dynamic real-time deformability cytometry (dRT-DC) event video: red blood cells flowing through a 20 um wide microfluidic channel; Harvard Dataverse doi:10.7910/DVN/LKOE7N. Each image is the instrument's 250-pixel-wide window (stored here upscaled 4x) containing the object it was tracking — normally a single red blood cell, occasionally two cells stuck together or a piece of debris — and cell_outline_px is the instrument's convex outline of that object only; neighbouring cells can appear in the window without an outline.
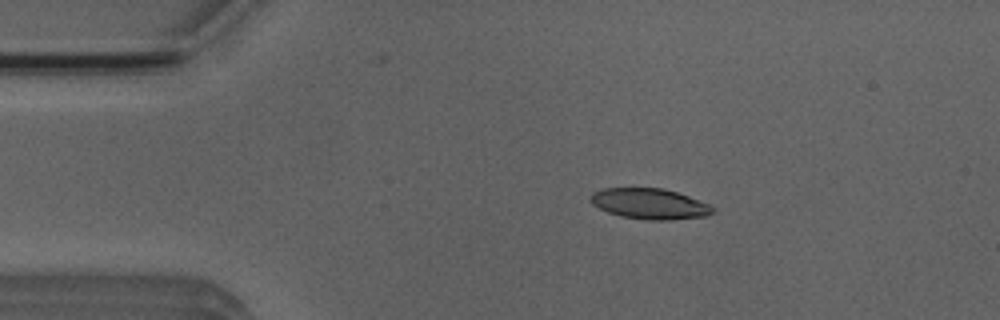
{"species": "Egyptian fruit bat (a non-hibernating species)", "species_latin": "Rousettus aegyptiacus", "temperature_condition": "room temperature", "stored_images_in_passage": 5, "camera_frame_rate_fps": 3000, "um_per_image_px": 0.085, "animal": {"sex": "male"}, "frame": {"image": 1, "passage_image": 2, "time_ms": 1.333, "image_size_px": [1000, 320], "cell_outline_px": [[716, 208], [708, 216], [672, 220], [648, 220], [620, 216], [608, 212], [592, 204], [588, 200], [592, 192], [604, 188], [664, 188], [688, 196], [708, 204]], "centroid_in_image_um": [55.2, 17.32], "position_along_channel_um": 29.8, "area_um2": 21.91}}
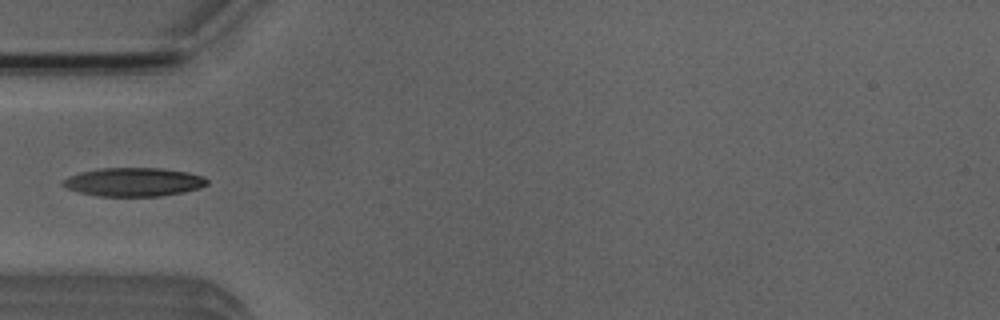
{"frame": {"image": 2, "passage_image": 4, "time_ms": 3.667, "image_size_px": [1000, 320], "cell_outline_px": [[208, 184], [200, 188], [160, 196], [96, 196], [80, 192], [68, 188], [60, 184], [68, 176], [80, 172], [100, 168], [164, 168], [188, 172], [200, 176], [208, 180]], "centroid_in_image_um": [11.35, 15.46], "position_along_channel_um": 73.7, "area_um2": 23.93}}